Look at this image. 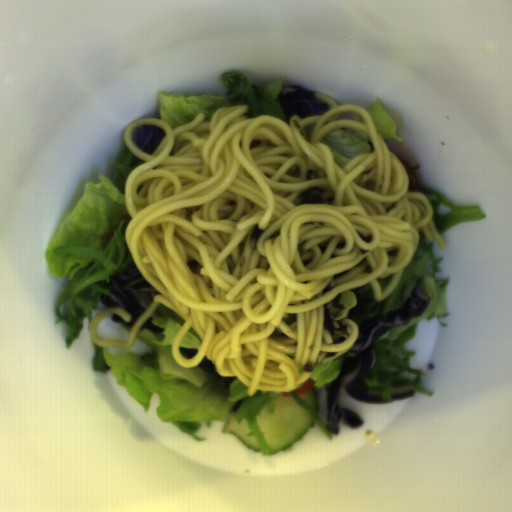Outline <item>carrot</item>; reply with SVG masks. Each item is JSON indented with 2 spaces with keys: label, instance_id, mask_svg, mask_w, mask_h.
Masks as SVG:
<instances>
[{
  "label": "carrot",
  "instance_id": "1",
  "mask_svg": "<svg viewBox=\"0 0 512 512\" xmlns=\"http://www.w3.org/2000/svg\"><path fill=\"white\" fill-rule=\"evenodd\" d=\"M315 386V381L308 377L307 381L302 384L299 388L296 390H292L297 395H303L306 393H309Z\"/></svg>",
  "mask_w": 512,
  "mask_h": 512
}]
</instances>
